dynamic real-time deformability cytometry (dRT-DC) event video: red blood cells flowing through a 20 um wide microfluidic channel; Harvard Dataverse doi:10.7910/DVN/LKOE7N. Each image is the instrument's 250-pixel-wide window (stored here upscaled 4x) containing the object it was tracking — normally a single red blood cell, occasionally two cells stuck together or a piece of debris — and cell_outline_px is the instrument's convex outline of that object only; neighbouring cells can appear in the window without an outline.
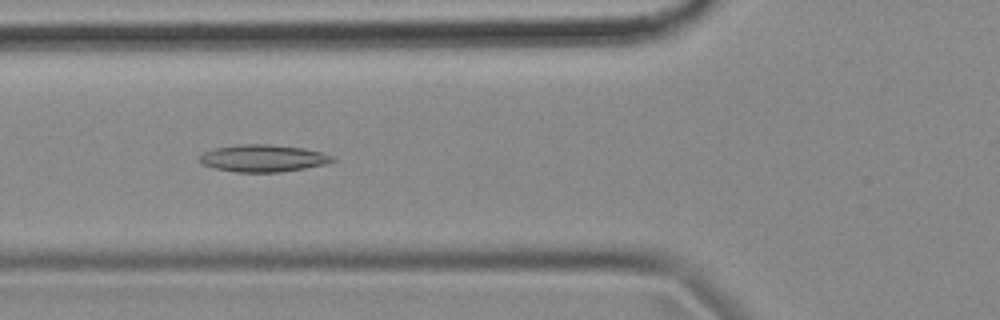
{"species": "common noctule bat (a hibernating species)", "species_latin": "Nyctalus noctula", "temperature_condition": "cold", "stored_images_in_passage": 54, "camera_frame_rate_fps": 3000, "um_per_image_px": 0.085, "animal": {"sex": "female", "body_mass_g": 18.4}, "frame": {"image": 1, "passage_image": 19, "time_ms": 6.0, "image_size_px": [1000, 320], "cell_outline_px": [[336, 160], [324, 164], [304, 168], [280, 172], [236, 172], [216, 168], [204, 164], [200, 160], [200, 156], [204, 152], [216, 148], [240, 144], [268, 144], [304, 148], [324, 152], [332, 156]], "centroid_in_image_um": [22.4, 13.44], "position_along_channel_um": 103.4, "area_um2": 20.81}}
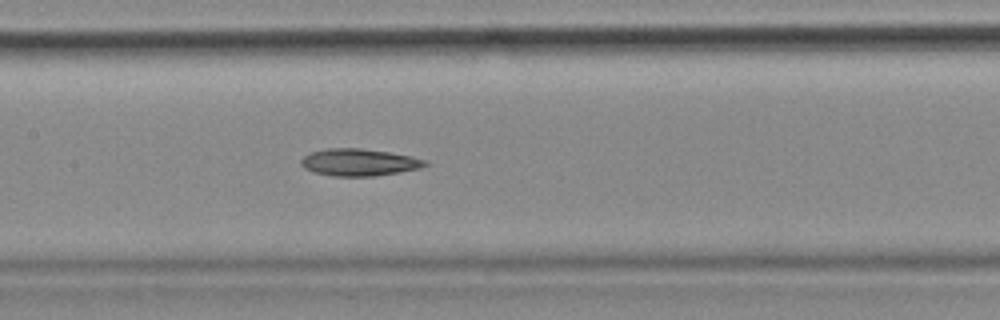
{"frame": {"image": 2, "passage_image": 25, "time_ms": 8.0, "image_size_px": [1000, 320], "cell_outline_px": [[428, 164], [420, 168], [400, 172], [372, 176], [332, 176], [312, 172], [304, 168], [300, 164], [300, 160], [308, 152], [328, 148], [360, 148], [388, 152], [412, 156], [428, 160]], "centroid_in_image_um": [30.49, 13.79], "position_along_channel_um": 176.9, "area_um2": 19.77}}
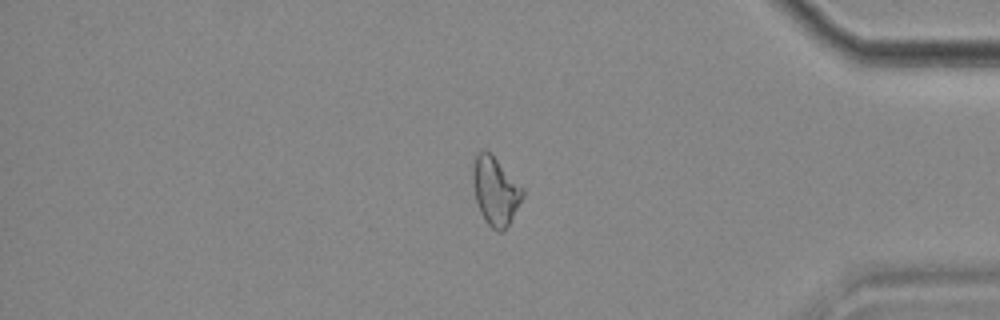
{"frame": {"image": 3, "passage_image": 45, "time_ms": 14.667, "image_size_px": [1000, 320], "cell_outline_px": [[524, 196], [504, 232], [496, 232], [484, 220], [480, 212], [476, 200], [472, 184], [472, 168], [476, 156], [484, 148], [524, 188]], "centroid_in_image_um": [42.1, 16.27], "position_along_channel_um": 393.1, "area_um2": 19.65}, "authors_computed_cell_mechanics": {"area_um2": 20.1144, "velocity_mm_per_s": 3.6622, "shape_relaxation_time_tau1_ms": null, "shape_relaxation_time_tau2_ms": 6.6664, "deformation_change_tau1": null, "deformation_change_tau2": 0.1622}}